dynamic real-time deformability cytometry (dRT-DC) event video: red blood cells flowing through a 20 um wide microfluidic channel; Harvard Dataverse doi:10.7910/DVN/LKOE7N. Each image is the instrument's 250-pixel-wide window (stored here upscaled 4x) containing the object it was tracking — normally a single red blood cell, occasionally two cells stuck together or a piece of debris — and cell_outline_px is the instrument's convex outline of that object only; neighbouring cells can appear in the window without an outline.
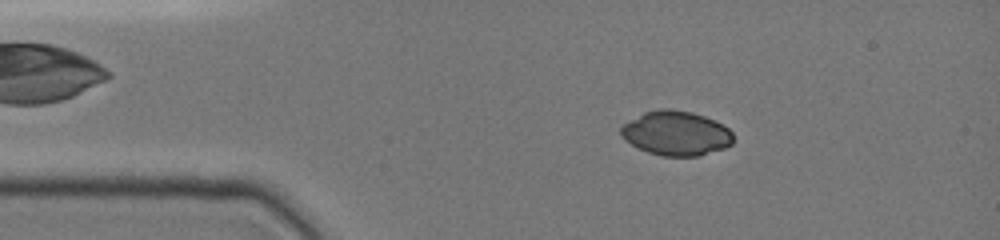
{"species": "common noctule bat (a hibernating species)", "species_latin": "Nyctalus noctula", "temperature_condition": "cold", "stored_images_in_passage": 46, "camera_frame_rate_fps": 3000, "um_per_image_px": 0.085, "animal": {"sex": "female", "body_mass_g": 19.0, "forearm_length_mm": 51.5}, "frame": {"image": 1, "passage_image": 6, "time_ms": 1.667, "image_size_px": [1000, 240], "cell_outline_px": [[732, 144], [724, 148], [700, 156], [664, 156], [648, 152], [624, 140], [620, 136], [620, 124], [644, 112], [660, 108], [668, 108], [692, 112], [716, 120], [728, 128], [732, 132]], "centroid_in_image_um": [57.44, 11.31], "position_along_channel_um": 27.6, "area_um2": 29.36}}
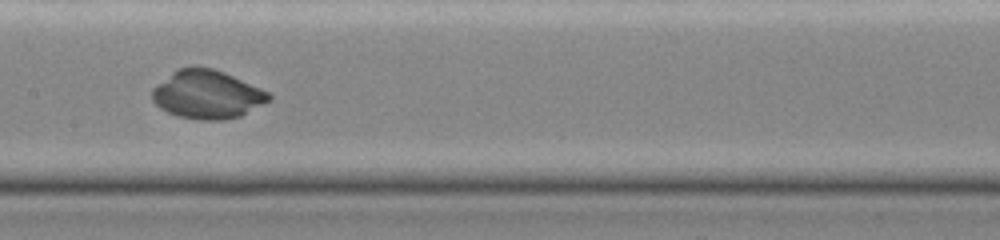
{"frame": {"image": 2, "passage_image": 22, "time_ms": 7.0, "image_size_px": [1000, 240], "cell_outline_px": [[272, 100], [240, 116], [224, 120], [196, 120], [176, 116], [160, 108], [152, 100], [152, 88], [156, 84], [172, 72], [180, 68], [192, 64], [212, 68], [224, 72], [260, 88], [268, 92], [272, 96]], "centroid_in_image_um": [17.59, 8.02], "position_along_channel_um": 189.8, "area_um2": 33.29}}
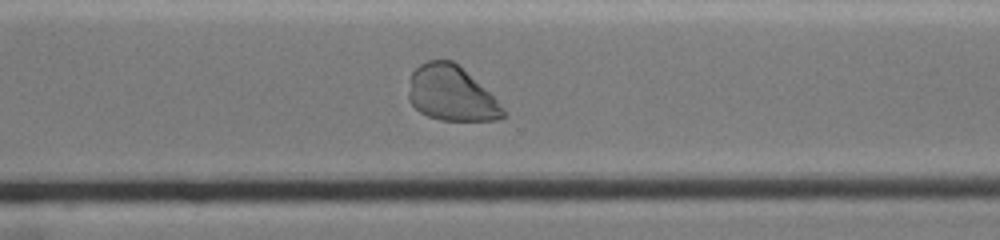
{"frame": {"image": 3, "passage_image": 33, "time_ms": 10.667, "image_size_px": [1000, 240], "cell_outline_px": [[508, 116], [496, 120], [440, 120], [428, 116], [420, 112], [408, 100], [408, 92], [412, 72], [420, 64], [428, 60], [452, 60], [484, 88], [508, 112]], "centroid_in_image_um": [38.35, 7.97], "position_along_channel_um": 332.2, "area_um2": 30.06}}